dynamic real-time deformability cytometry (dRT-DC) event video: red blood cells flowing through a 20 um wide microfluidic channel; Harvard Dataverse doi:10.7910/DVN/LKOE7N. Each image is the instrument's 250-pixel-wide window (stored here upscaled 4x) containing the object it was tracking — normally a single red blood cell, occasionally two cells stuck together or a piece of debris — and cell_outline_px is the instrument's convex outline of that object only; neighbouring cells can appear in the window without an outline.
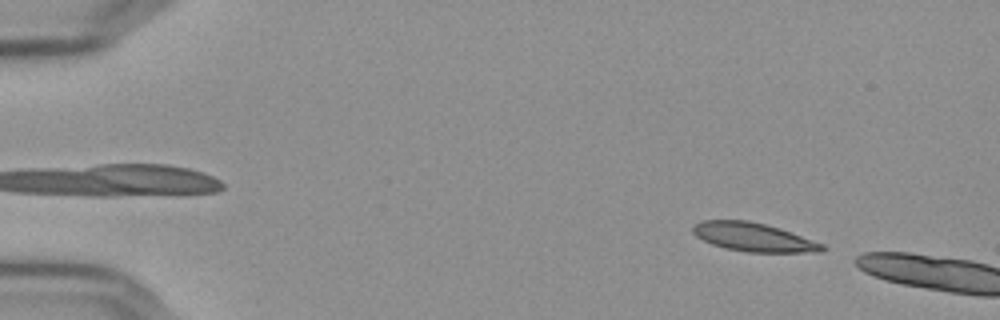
{"species": "Egyptian fruit bat (a non-hibernating species)", "species_latin": "Rousettus aegyptiacus", "temperature_condition": "cold", "stored_images_in_passage": 6, "camera_frame_rate_fps": 3000, "um_per_image_px": 0.085, "frame": {"image": 1, "passage_image": 3, "time_ms": 0.667, "image_size_px": [1000, 320], "cell_outline_px": [[828, 248], [820, 252], [748, 252], [724, 248], [712, 244], [696, 236], [692, 232], [692, 224], [700, 220], [748, 220], [780, 228], [824, 244]], "centroid_in_image_um": [64.03, 20.15], "position_along_channel_um": 21.0, "area_um2": 21.68}}